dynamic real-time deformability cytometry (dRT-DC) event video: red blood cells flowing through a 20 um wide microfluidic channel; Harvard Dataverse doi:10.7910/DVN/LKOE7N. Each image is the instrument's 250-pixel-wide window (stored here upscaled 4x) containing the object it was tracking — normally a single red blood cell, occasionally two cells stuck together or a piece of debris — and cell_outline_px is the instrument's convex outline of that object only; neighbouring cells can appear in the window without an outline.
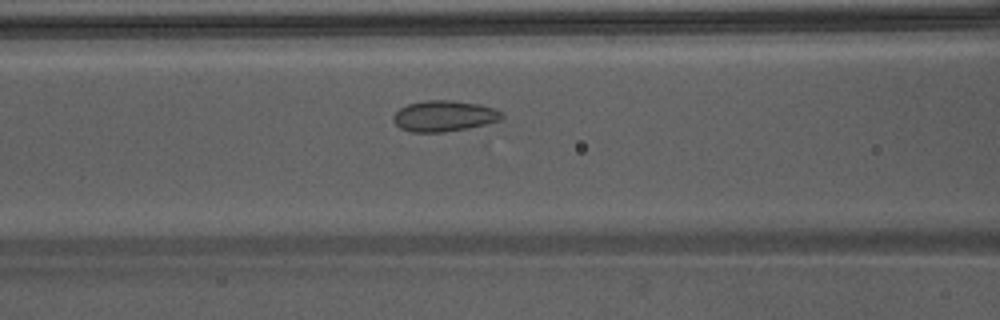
{"species": "Egyptian fruit bat (a non-hibernating species)", "species_latin": "Rousettus aegyptiacus", "temperature_condition": "warm", "stored_images_in_passage": 36, "camera_frame_rate_fps": 3000, "um_per_image_px": 0.085, "animal": {"sex": "male"}, "frame": {"image": 1, "passage_image": 8, "time_ms": 2.333, "image_size_px": [1000, 320], "cell_outline_px": [[504, 116], [500, 120], [468, 128], [444, 132], [412, 132], [400, 128], [392, 120], [392, 116], [400, 108], [408, 104], [424, 100], [452, 100], [480, 104], [496, 108], [504, 112]], "centroid_in_image_um": [37.76, 9.85], "position_along_channel_um": 128.8, "area_um2": 19.71}}
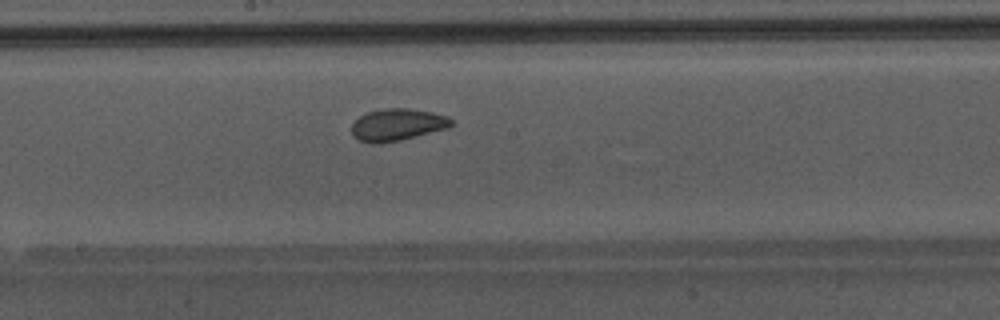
{"frame": {"image": 2, "passage_image": 14, "time_ms": 4.333, "image_size_px": [1000, 320], "cell_outline_px": [[452, 124], [448, 128], [400, 140], [380, 144], [376, 144], [360, 140], [352, 136], [352, 124], [360, 116], [368, 112], [388, 108], [412, 108], [432, 112], [448, 116], [452, 120]], "centroid_in_image_um": [33.78, 10.6], "position_along_channel_um": 214.4, "area_um2": 18.55}}
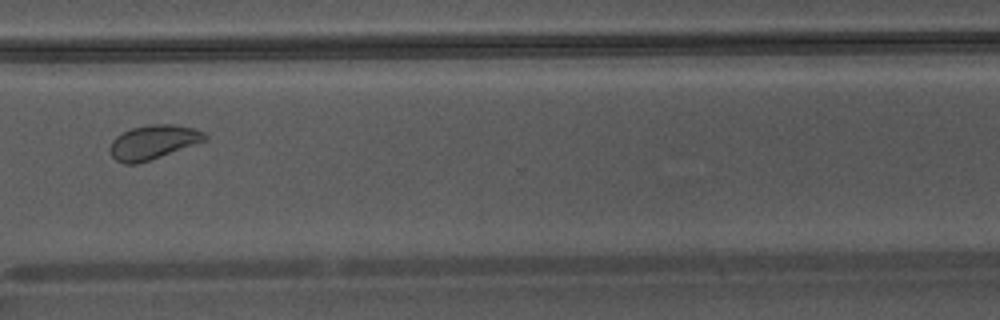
{"frame": {"image": 3, "passage_image": 24, "time_ms": 7.667, "image_size_px": [1000, 320], "cell_outline_px": [[208, 140], [136, 164], [124, 164], [116, 160], [112, 156], [108, 148], [112, 140], [116, 136], [132, 128], [152, 124], [176, 124], [192, 128], [204, 132], [208, 136]], "centroid_in_image_um": [13.02, 12.07], "position_along_channel_um": 357.6, "area_um2": 18.79}, "authors_computed_cell_mechanics": {"area_um2": 18.8428, "velocity_mm_per_s": 4.2864, "shape_relaxation_time_tau1_ms": null, "shape_relaxation_time_tau2_ms": 1.2557, "deformation_change_tau1": null, "deformation_change_tau2": 0.0407}}